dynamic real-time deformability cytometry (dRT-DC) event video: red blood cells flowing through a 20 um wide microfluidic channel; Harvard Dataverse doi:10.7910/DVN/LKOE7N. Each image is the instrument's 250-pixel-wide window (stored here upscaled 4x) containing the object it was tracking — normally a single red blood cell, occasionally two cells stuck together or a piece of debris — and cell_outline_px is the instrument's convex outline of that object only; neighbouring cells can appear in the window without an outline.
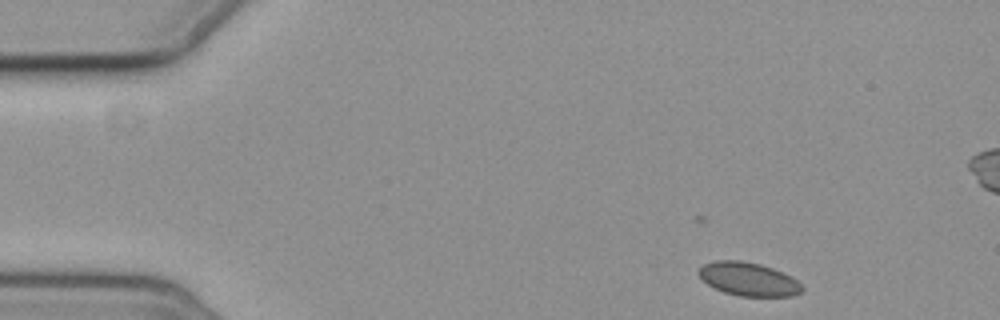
{"species": "common noctule bat (a hibernating species)", "species_latin": "Nyctalus noctula", "temperature_condition": "cold", "stored_images_in_passage": 9, "camera_frame_rate_fps": 3000, "um_per_image_px": 0.085, "animal": {"sex": "female", "body_mass_g": 19.3, "forearm_length_mm": 54.1}, "frame": {"image": 1, "passage_image": 1, "time_ms": 0.0, "image_size_px": [1000, 320], "cell_outline_px": [[804, 288], [800, 292], [792, 296], [740, 296], [724, 292], [708, 284], [696, 272], [704, 264], [716, 260], [740, 260], [760, 264], [784, 272], [796, 280]], "centroid_in_image_um": [63.62, 23.72], "position_along_channel_um": 21.4, "area_um2": 20.0}}
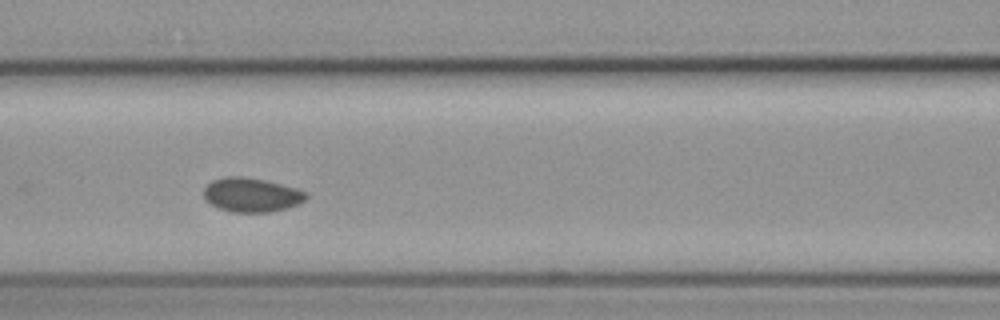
{"frame": {"image": 2, "passage_image": 6, "time_ms": 6.0, "image_size_px": [1000, 320], "cell_outline_px": [[308, 196], [300, 204], [288, 208], [268, 212], [232, 212], [220, 208], [204, 200], [204, 188], [212, 180], [224, 176], [244, 176], [264, 180], [296, 188], [308, 192]], "centroid_in_image_um": [21.39, 16.56], "position_along_channel_um": 145.2, "area_um2": 20.46}}
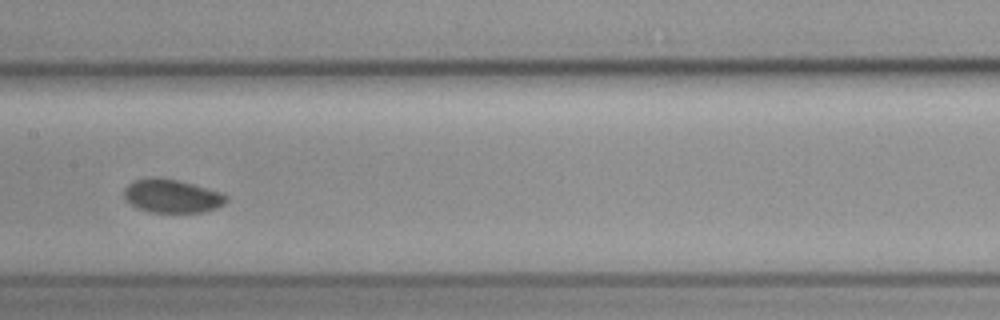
{"frame": {"image": 3, "passage_image": 7, "time_ms": 7.333, "image_size_px": [1000, 320], "cell_outline_px": [[228, 200], [224, 204], [216, 208], [204, 212], [148, 212], [136, 208], [124, 200], [124, 188], [128, 184], [136, 180], [152, 176], [156, 176], [180, 180], [220, 192], [228, 196]], "centroid_in_image_um": [14.59, 16.66], "position_along_channel_um": 192.8, "area_um2": 20.23}}